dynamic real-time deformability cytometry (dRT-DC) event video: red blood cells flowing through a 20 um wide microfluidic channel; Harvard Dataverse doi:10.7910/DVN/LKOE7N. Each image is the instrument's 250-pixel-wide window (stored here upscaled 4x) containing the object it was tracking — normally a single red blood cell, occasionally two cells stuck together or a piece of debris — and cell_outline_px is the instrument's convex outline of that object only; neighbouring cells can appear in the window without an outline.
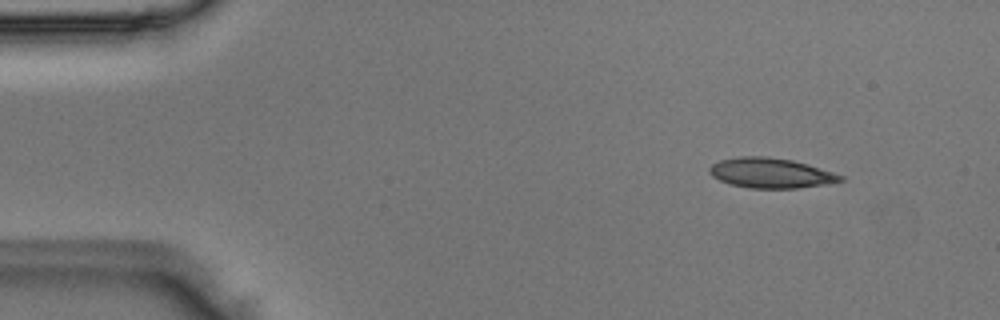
{"species": "Egyptian fruit bat (a non-hibernating species)", "species_latin": "Rousettus aegyptiacus", "temperature_condition": "room temperature", "stored_images_in_passage": 46, "camera_frame_rate_fps": 3000, "um_per_image_px": 0.085, "animal": {"sex": "male"}, "frame": {"image": 1, "passage_image": 2, "time_ms": 0.333, "image_size_px": [1000, 320], "cell_outline_px": [[844, 180], [828, 184], [796, 188], [748, 188], [732, 184], [720, 180], [712, 176], [708, 172], [708, 168], [712, 164], [720, 160], [740, 156], [768, 156], [792, 160], [808, 164], [844, 176]], "centroid_in_image_um": [65.51, 14.7], "position_along_channel_um": 19.5, "area_um2": 22.95}}
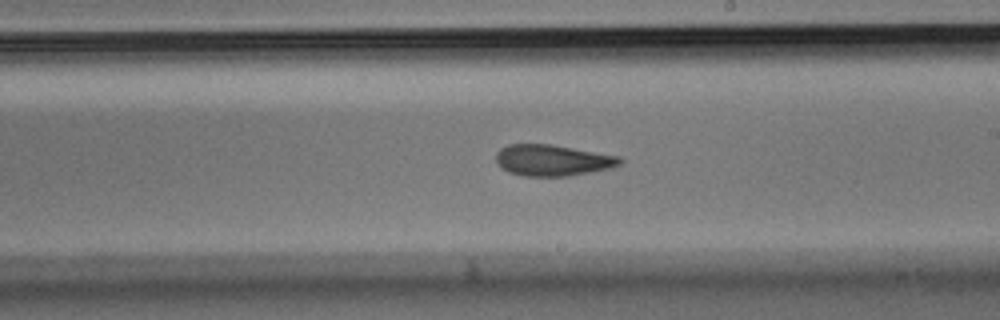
{"frame": {"image": 2, "passage_image": 25, "time_ms": 8.0, "image_size_px": [1000, 320], "cell_outline_px": [[624, 160], [620, 164], [612, 168], [568, 176], [524, 176], [508, 172], [500, 168], [496, 160], [496, 152], [500, 148], [508, 144], [552, 144], [620, 156]], "centroid_in_image_um": [46.96, 13.62], "position_along_channel_um": 242.0, "area_um2": 22.77}}
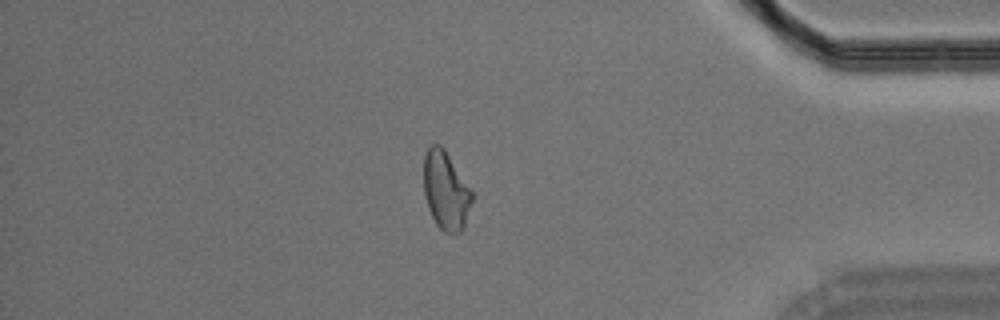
{"frame": {"image": 3, "passage_image": 39, "time_ms": 12.667, "image_size_px": [1000, 320], "cell_outline_px": [[472, 200], [464, 228], [456, 236], [452, 236], [444, 232], [436, 224], [428, 208], [424, 192], [424, 156], [428, 148], [432, 144], [440, 144], [444, 148], [472, 188]], "centroid_in_image_um": [37.91, 16.22], "position_along_channel_um": 397.3, "area_um2": 22.43}}